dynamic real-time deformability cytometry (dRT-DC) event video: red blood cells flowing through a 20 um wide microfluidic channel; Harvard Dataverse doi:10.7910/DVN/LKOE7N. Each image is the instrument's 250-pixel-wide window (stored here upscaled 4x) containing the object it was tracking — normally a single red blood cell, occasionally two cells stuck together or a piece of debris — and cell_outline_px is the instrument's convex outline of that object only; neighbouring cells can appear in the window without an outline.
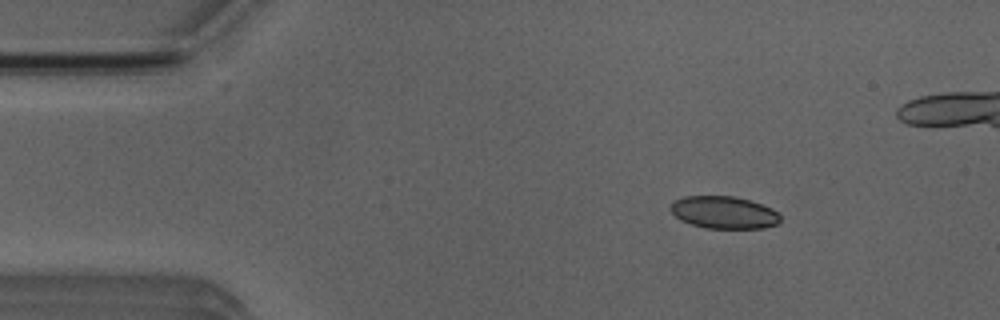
{"species": "Egyptian fruit bat (a non-hibernating species)", "species_latin": "Rousettus aegyptiacus", "temperature_condition": "room temperature", "stored_images_in_passage": 5, "camera_frame_rate_fps": 3000, "um_per_image_px": 0.085, "animal": {"sex": "male"}, "frame": {"image": 1, "passage_image": 2, "time_ms": 1.0, "image_size_px": [1000, 320], "cell_outline_px": [[780, 220], [776, 224], [764, 228], [704, 228], [680, 220], [668, 208], [676, 200], [684, 196], [736, 196], [772, 208], [780, 216]], "centroid_in_image_um": [61.52, 18.06], "position_along_channel_um": 23.5, "area_um2": 20.58}}